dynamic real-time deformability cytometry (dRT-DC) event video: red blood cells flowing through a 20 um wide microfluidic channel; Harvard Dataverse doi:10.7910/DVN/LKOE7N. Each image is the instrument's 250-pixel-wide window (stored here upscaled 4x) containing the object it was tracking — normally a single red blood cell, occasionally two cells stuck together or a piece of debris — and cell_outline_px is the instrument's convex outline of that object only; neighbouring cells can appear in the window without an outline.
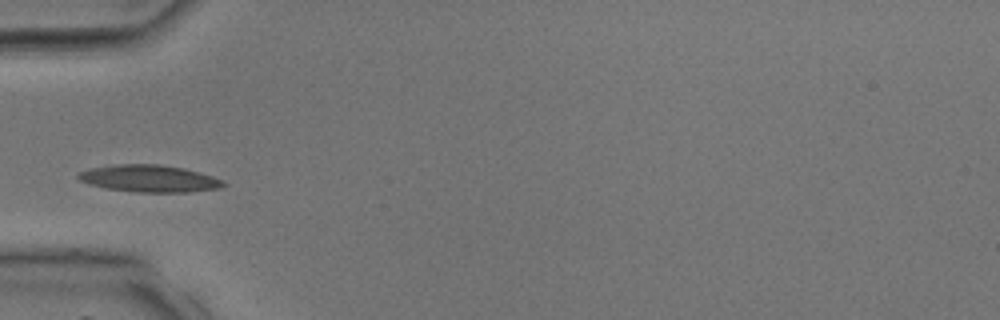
{"species": "common noctule bat (a hibernating species)", "species_latin": "Nyctalus noctula", "temperature_condition": "room temperature", "stored_images_in_passage": 27, "camera_frame_rate_fps": 3000, "um_per_image_px": 0.085, "animal": {"sex": "male", "body_mass_g": 17.9, "forearm_length_mm": 54.2}, "frame": {"image": 1, "passage_image": 1, "time_ms": 0.0, "image_size_px": [1000, 320], "cell_outline_px": [[228, 184], [220, 188], [188, 192], [136, 192], [108, 188], [88, 184], [80, 180], [76, 176], [80, 172], [88, 168], [116, 164], [160, 164], [184, 168], [212, 176], [224, 180]], "centroid_in_image_um": [12.7, 15.17], "position_along_channel_um": 72.3, "area_um2": 22.95}}
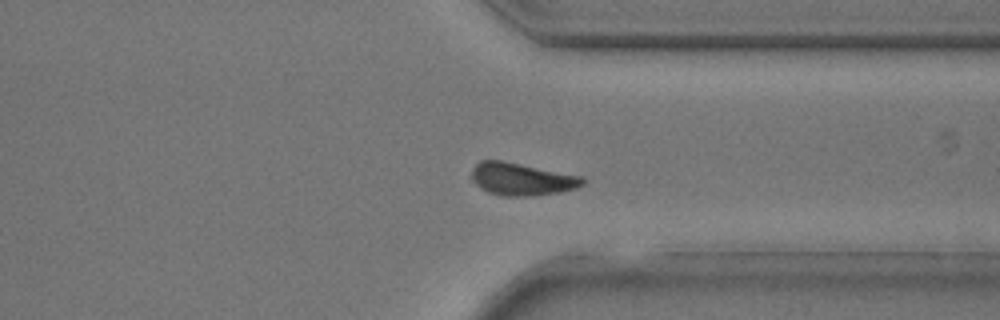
{"frame": {"image": 2, "passage_image": 18, "time_ms": 5.667, "image_size_px": [1000, 320], "cell_outline_px": [[588, 180], [584, 184], [576, 188], [560, 192], [532, 196], [504, 196], [488, 192], [480, 188], [472, 180], [472, 168], [480, 160], [500, 160], [584, 176]], "centroid_in_image_um": [44.38, 15.22], "position_along_channel_um": 367.0, "area_um2": 21.21}}
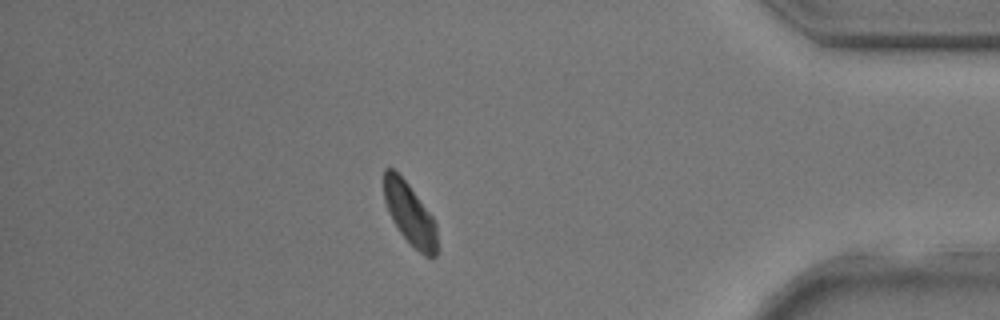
{"frame": {"image": 3, "passage_image": 22, "time_ms": 7.0, "image_size_px": [1000, 320], "cell_outline_px": [[436, 256], [432, 260], [424, 256], [400, 232], [392, 220], [384, 200], [384, 168], [392, 168], [408, 184], [432, 216], [436, 224]], "centroid_in_image_um": [34.83, 18.2], "position_along_channel_um": 400.4, "area_um2": 18.79}}